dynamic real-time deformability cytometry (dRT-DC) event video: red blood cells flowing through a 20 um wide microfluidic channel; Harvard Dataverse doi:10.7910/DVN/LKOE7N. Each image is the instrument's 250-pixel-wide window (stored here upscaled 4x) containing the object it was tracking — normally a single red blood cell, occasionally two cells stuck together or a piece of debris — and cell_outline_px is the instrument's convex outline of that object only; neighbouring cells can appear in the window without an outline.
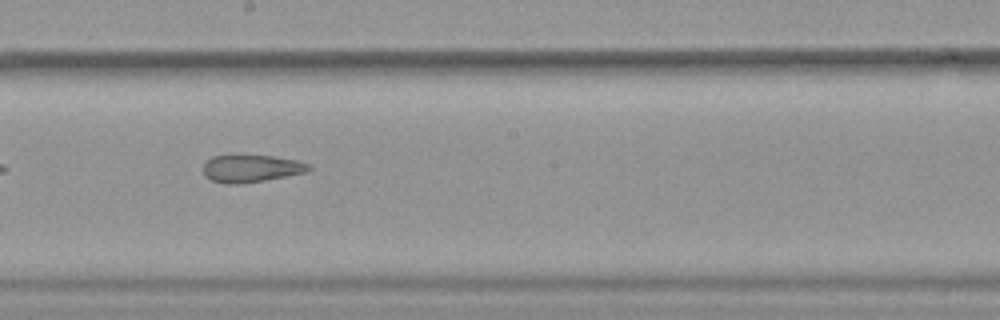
{"species": "common noctule bat (a hibernating species)", "species_latin": "Nyctalus noctula", "temperature_condition": "warm", "stored_images_in_passage": 31, "camera_frame_rate_fps": 3000, "um_per_image_px": 0.085, "animal": {"sex": "female", "body_mass_g": 19.9}, "frame": {"image": 1, "passage_image": 14, "time_ms": 4.333, "image_size_px": [1000, 320], "cell_outline_px": [[312, 168], [304, 172], [264, 180], [236, 184], [228, 184], [212, 180], [204, 176], [204, 164], [212, 156], [232, 152], [272, 156], [296, 160], [308, 164]], "centroid_in_image_um": [21.27, 14.26], "position_along_channel_um": 226.9, "area_um2": 17.22}, "authors_computed_cell_mechanics": {"area_um2": 18.3226, "velocity_mm_per_s": 3.9586, "shape_relaxation_time_tau1_ms": null, "shape_relaxation_time_tau2_ms": 2.072, "deformation_change_tau1": null, "deformation_change_tau2": 0.1045}}